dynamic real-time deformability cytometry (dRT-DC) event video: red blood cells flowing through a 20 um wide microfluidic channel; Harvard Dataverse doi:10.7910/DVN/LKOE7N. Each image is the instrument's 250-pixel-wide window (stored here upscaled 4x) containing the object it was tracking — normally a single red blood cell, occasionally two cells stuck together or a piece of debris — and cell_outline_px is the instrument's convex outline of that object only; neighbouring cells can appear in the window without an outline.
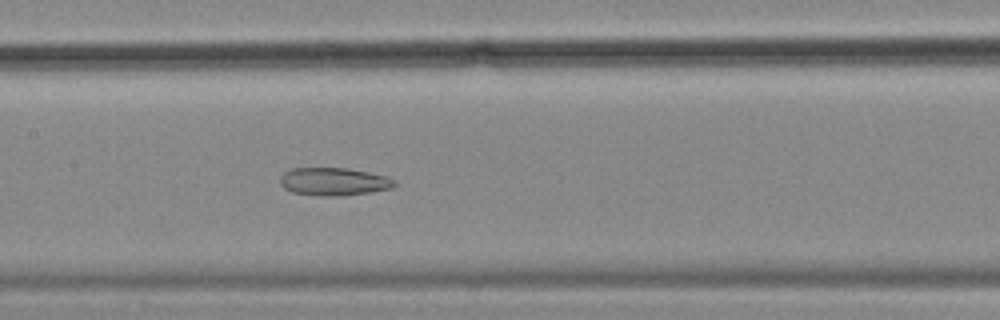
{"species": "common noctule bat (a hibernating species)", "species_latin": "Nyctalus noctula", "temperature_condition": "cold", "stored_images_in_passage": 57, "camera_frame_rate_fps": 3000, "um_per_image_px": 0.085, "animal": {"sex": "female", "body_mass_g": 18.4}, "frame": {"image": 1, "passage_image": 27, "time_ms": 8.667, "image_size_px": [1000, 320], "cell_outline_px": [[396, 184], [392, 188], [372, 192], [344, 196], [320, 196], [292, 192], [284, 188], [280, 184], [280, 176], [284, 172], [292, 168], [348, 168], [388, 176], [396, 180]], "centroid_in_image_um": [28.39, 15.44], "position_along_channel_um": 179.0, "area_um2": 18.84}}
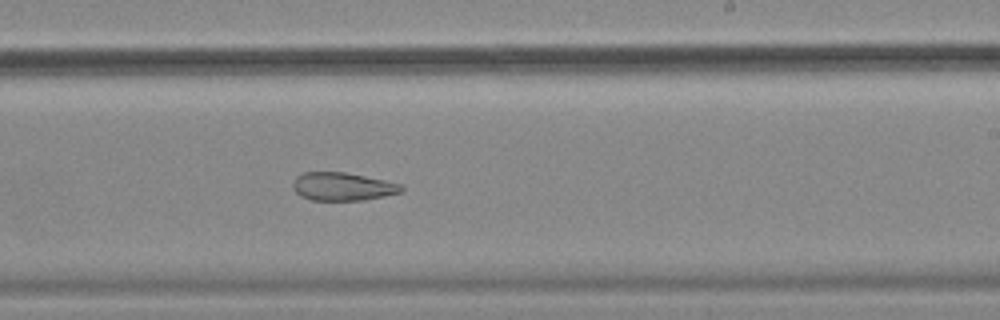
{"frame": {"image": 2, "passage_image": 34, "time_ms": 11.0, "image_size_px": [1000, 320], "cell_outline_px": [[404, 192], [364, 200], [312, 200], [300, 196], [292, 188], [292, 184], [296, 176], [304, 172], [344, 172], [384, 180], [400, 184], [404, 188]], "centroid_in_image_um": [29.11, 15.86], "position_along_channel_um": 259.9, "area_um2": 17.8}}
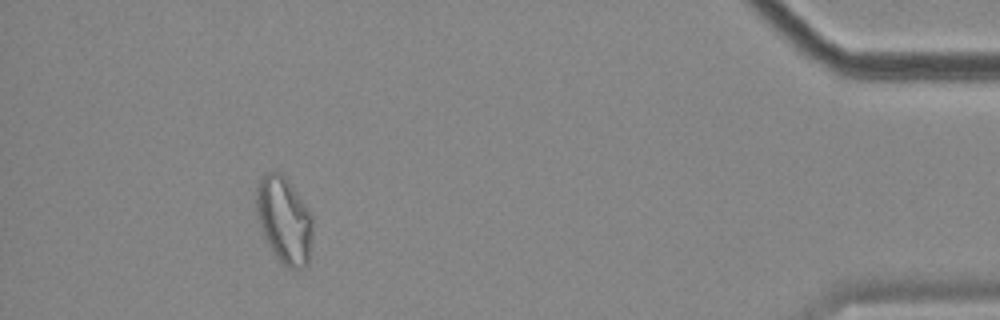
{"frame": {"image": 3, "passage_image": 52, "time_ms": 17.0, "image_size_px": [1000, 320], "cell_outline_px": [[312, 236], [308, 264], [304, 268], [288, 268], [276, 256], [264, 236], [260, 224], [256, 208], [256, 188], [264, 172], [280, 172], [288, 180], [308, 208], [312, 216]], "centroid_in_image_um": [24.17, 18.69], "position_along_channel_um": 411.0, "area_um2": 28.21}, "authors_computed_cell_mechanics": {"area_um2": 25.7788, "velocity_mm_per_s": 3.478, "shape_relaxation_time_tau1_ms": null, "shape_relaxation_time_tau2_ms": 4.8022, "deformation_change_tau1": null, "deformation_change_tau2": 0.1267}}